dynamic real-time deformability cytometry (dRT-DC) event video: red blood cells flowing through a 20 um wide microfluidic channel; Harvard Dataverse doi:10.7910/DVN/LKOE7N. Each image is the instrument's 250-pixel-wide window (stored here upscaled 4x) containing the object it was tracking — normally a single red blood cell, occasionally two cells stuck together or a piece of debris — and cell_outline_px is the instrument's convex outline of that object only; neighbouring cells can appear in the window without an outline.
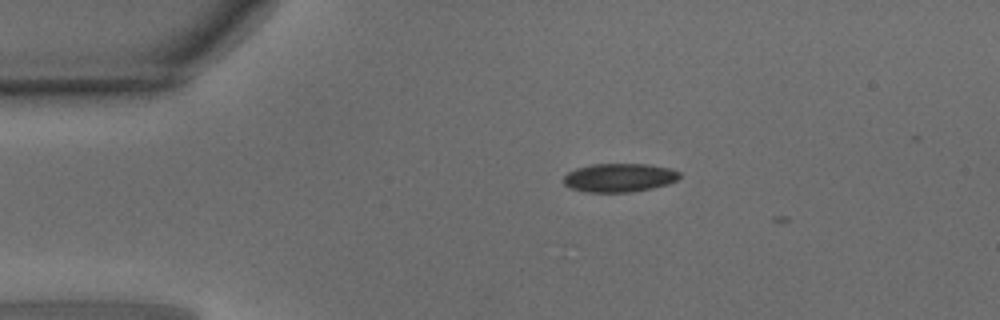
{"species": "common noctule bat (a hibernating species)", "species_latin": "Nyctalus noctula", "temperature_condition": "warm", "stored_images_in_passage": 3, "camera_frame_rate_fps": 3000, "um_per_image_px": 0.085, "animal": {"sex": "male", "body_mass_g": 15.6}, "frame": {"image": 1, "passage_image": 1, "time_ms": 0.0, "image_size_px": [1000, 320], "cell_outline_px": [[680, 176], [676, 180], [668, 184], [652, 188], [632, 192], [588, 192], [572, 188], [564, 184], [564, 176], [568, 172], [576, 168], [592, 164], [648, 164], [672, 168], [680, 172]], "centroid_in_image_um": [52.67, 15.09], "position_along_channel_um": 32.3, "area_um2": 19.36}}